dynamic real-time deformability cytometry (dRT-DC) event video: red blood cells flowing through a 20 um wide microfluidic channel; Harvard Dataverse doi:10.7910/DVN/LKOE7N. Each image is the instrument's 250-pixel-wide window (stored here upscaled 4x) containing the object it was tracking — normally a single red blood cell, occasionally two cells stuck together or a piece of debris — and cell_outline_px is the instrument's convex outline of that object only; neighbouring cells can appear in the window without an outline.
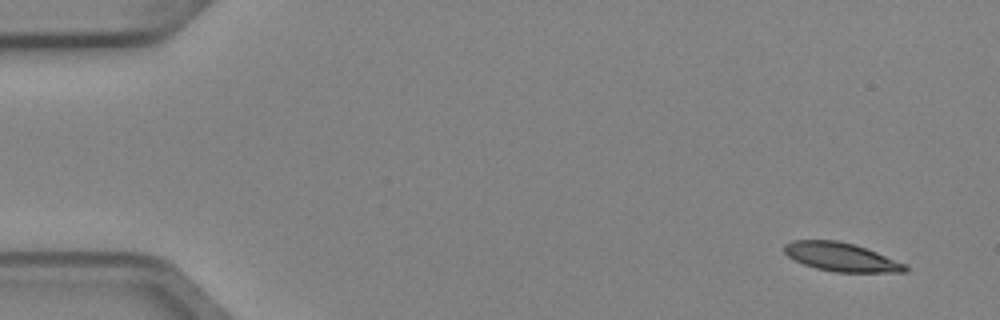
{"species": "Egyptian fruit bat (a non-hibernating species)", "species_latin": "Rousettus aegyptiacus", "temperature_condition": "cold", "stored_images_in_passage": 5, "camera_frame_rate_fps": 3000, "um_per_image_px": 0.085, "animal": {"sex": "female"}, "frame": {"image": 1, "passage_image": 1, "time_ms": 0.0, "image_size_px": [1000, 320], "cell_outline_px": [[908, 272], [836, 272], [816, 268], [804, 264], [788, 256], [784, 252], [784, 244], [792, 240], [836, 240], [856, 244], [908, 264]], "centroid_in_image_um": [71.54, 21.84], "position_along_channel_um": 13.5, "area_um2": 20.29}}
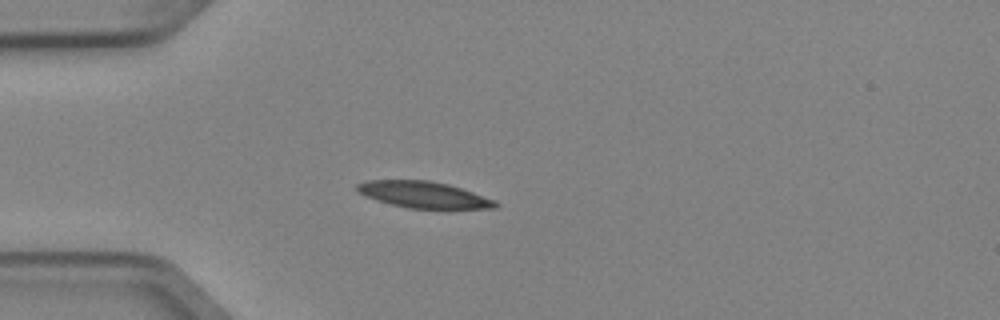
{"frame": {"image": 2, "passage_image": 4, "time_ms": 1.0, "image_size_px": [1000, 320], "cell_outline_px": [[500, 204], [496, 208], [408, 208], [376, 200], [360, 192], [356, 188], [356, 184], [364, 180], [428, 180], [448, 184], [496, 200]], "centroid_in_image_um": [36.01, 16.54], "position_along_channel_um": 49.0, "area_um2": 21.04}}